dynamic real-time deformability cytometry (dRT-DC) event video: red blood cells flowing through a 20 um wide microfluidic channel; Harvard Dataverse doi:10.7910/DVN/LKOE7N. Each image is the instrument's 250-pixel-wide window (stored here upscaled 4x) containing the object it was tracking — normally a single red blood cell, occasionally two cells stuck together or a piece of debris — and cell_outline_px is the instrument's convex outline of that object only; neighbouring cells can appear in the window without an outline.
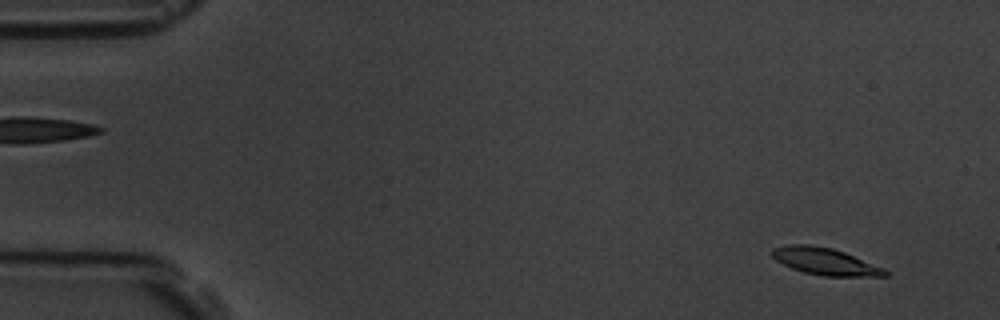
{"species": "common noctule bat (a hibernating species)", "species_latin": "Nyctalus noctula", "temperature_condition": "room temperature", "stored_images_in_passage": 7, "camera_frame_rate_fps": 3000, "um_per_image_px": 0.085, "animal": {"sex": "male", "body_mass_g": 19.5, "forearm_length_mm": 54.6}, "frame": {"image": 1, "passage_image": 2, "time_ms": 1.0, "image_size_px": [1000, 320], "cell_outline_px": [[888, 276], [824, 276], [804, 272], [792, 268], [776, 260], [772, 256], [772, 248], [788, 244], [812, 244], [832, 248], [844, 252], [884, 268], [888, 272]], "centroid_in_image_um": [70.12, 22.21], "position_along_channel_um": 14.9, "area_um2": 17.69}}
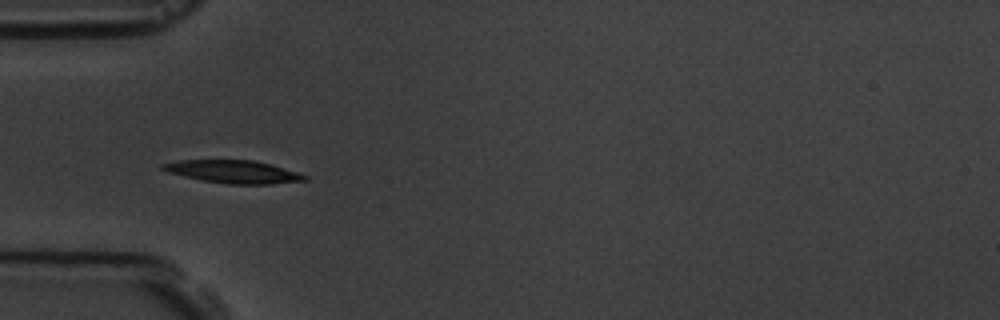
{"frame": {"image": 2, "passage_image": 6, "time_ms": 5.667, "image_size_px": [1000, 320], "cell_outline_px": [[308, 180], [272, 184], [228, 184], [204, 180], [184, 176], [168, 172], [160, 168], [160, 164], [176, 160], [252, 160], [272, 164], [308, 176]], "centroid_in_image_um": [19.83, 14.59], "position_along_channel_um": 65.2, "area_um2": 18.84}}
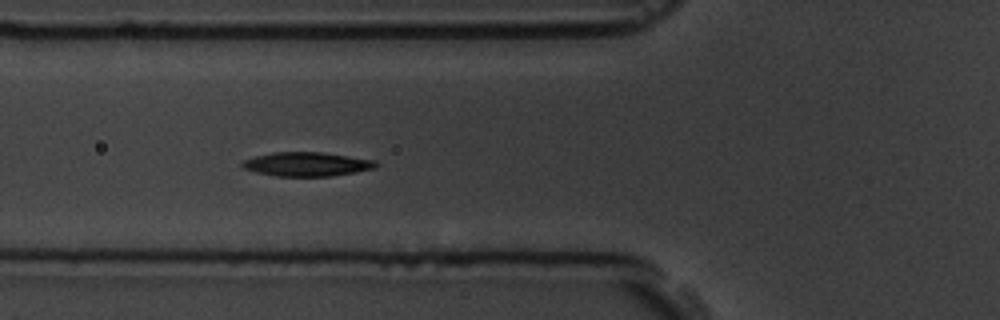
{"frame": {"image": 3, "passage_image": 7, "time_ms": 6.667, "image_size_px": [1000, 320], "cell_outline_px": [[380, 164], [376, 168], [356, 172], [332, 176], [276, 176], [256, 172], [244, 168], [240, 164], [244, 160], [256, 156], [272, 152], [324, 152], [376, 160]], "centroid_in_image_um": [26.13, 13.95], "position_along_channel_um": 99.7, "area_um2": 18.84}}